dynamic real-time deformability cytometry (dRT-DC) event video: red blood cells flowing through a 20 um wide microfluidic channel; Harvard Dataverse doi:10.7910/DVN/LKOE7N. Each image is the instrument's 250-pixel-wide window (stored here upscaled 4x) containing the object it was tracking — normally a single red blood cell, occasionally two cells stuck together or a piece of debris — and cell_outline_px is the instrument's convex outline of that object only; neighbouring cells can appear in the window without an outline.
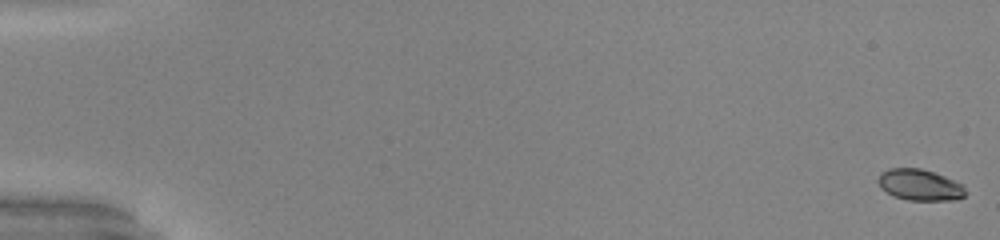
{"species": "common noctule bat (a hibernating species)", "species_latin": "Nyctalus noctula", "temperature_condition": "warm", "stored_images_in_passage": 17, "camera_frame_rate_fps": 3000, "um_per_image_px": 0.085, "animal": {"sex": "male", "body_mass_g": 20.0, "forearm_length_mm": 53.3}, "frame": {"image": 1, "passage_image": 1, "time_ms": 0.0, "image_size_px": [1000, 240], "cell_outline_px": [[968, 192], [964, 196], [956, 200], [908, 200], [892, 196], [880, 188], [876, 180], [880, 172], [888, 168], [920, 168], [944, 176], [964, 184]], "centroid_in_image_um": [78.17, 15.72], "position_along_channel_um": 6.8, "area_um2": 16.24}}
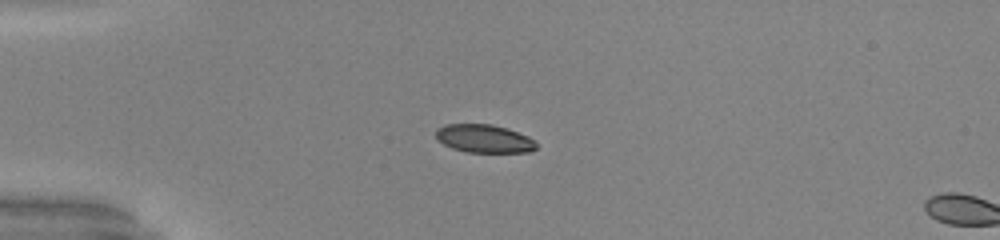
{"frame": {"image": 2, "passage_image": 15, "time_ms": 4.667, "image_size_px": [1000, 240], "cell_outline_px": [[536, 148], [532, 152], [468, 152], [452, 148], [436, 140], [436, 128], [444, 124], [492, 124], [508, 128], [528, 136], [536, 144]], "centroid_in_image_um": [41.12, 11.77], "position_along_channel_um": 43.9, "area_um2": 16.59}}